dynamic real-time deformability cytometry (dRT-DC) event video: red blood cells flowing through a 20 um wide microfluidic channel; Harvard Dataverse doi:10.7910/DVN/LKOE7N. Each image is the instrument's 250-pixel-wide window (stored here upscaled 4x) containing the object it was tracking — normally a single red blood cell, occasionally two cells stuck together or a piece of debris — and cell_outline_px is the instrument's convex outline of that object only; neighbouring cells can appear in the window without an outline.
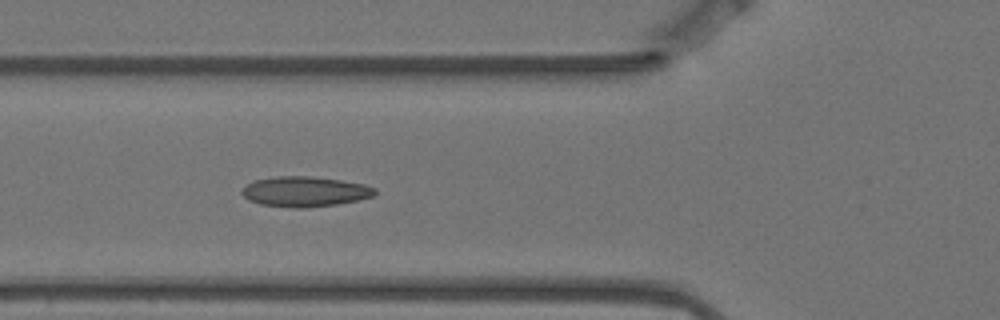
{"species": "Egyptian fruit bat (a non-hibernating species)", "species_latin": "Rousettus aegyptiacus", "temperature_condition": "warm", "stored_images_in_passage": 6, "camera_frame_rate_fps": 3000, "um_per_image_px": 0.085, "animal": {"sex": "female"}, "frame": {"image": 1, "passage_image": 6, "time_ms": 1.667, "image_size_px": [1000, 320], "cell_outline_px": [[376, 192], [372, 196], [356, 200], [336, 204], [304, 208], [292, 208], [260, 204], [248, 200], [240, 192], [248, 184], [256, 180], [276, 176], [308, 176], [340, 180], [364, 184], [376, 188]], "centroid_in_image_um": [25.9, 16.29], "position_along_channel_um": 99.9, "area_um2": 23.18}}